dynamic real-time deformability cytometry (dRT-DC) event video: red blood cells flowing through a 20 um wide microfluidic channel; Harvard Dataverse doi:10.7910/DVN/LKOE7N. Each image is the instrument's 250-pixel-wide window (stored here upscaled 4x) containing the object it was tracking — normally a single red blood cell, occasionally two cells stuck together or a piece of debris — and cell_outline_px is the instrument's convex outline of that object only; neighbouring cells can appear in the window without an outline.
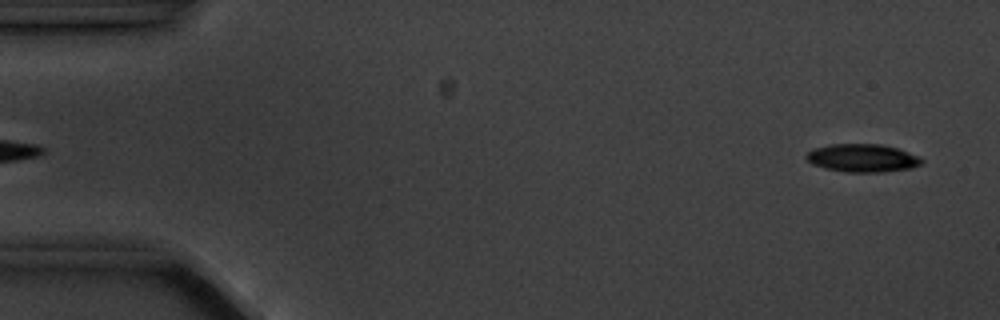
{"species": "common noctule bat (a hibernating species)", "species_latin": "Nyctalus noctula", "temperature_condition": "cold", "stored_images_in_passage": 6, "camera_frame_rate_fps": 3000, "um_per_image_px": 0.085, "animal": {"sex": "male", "body_mass_g": 20.1, "forearm_length_mm": 53.5}, "frame": {"image": 1, "passage_image": 6, "time_ms": 5.667, "image_size_px": [1000, 320], "cell_outline_px": [[924, 160], [920, 164], [912, 168], [884, 172], [848, 172], [824, 168], [812, 164], [804, 156], [808, 152], [816, 148], [832, 144], [880, 144], [896, 148], [920, 156]], "centroid_in_image_um": [73.33, 13.44], "position_along_channel_um": 11.7, "area_um2": 18.79}}